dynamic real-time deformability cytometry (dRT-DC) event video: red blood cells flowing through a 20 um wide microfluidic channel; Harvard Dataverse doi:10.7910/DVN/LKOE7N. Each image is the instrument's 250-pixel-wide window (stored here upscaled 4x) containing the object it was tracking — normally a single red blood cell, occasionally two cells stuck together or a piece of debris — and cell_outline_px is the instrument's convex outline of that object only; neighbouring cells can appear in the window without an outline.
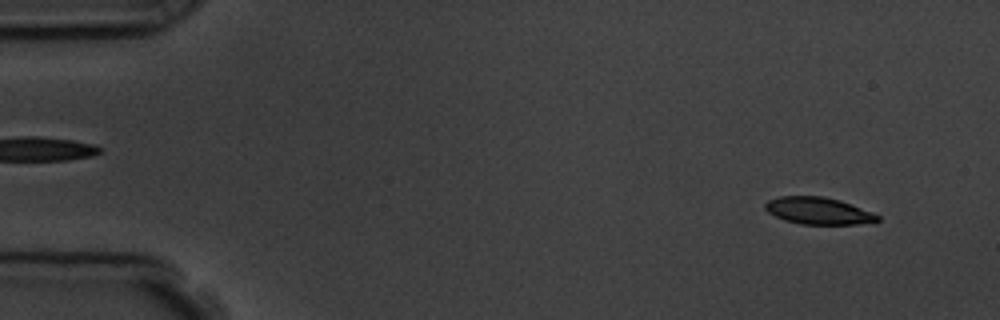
{"species": "common noctule bat (a hibernating species)", "species_latin": "Nyctalus noctula", "temperature_condition": "room temperature", "stored_images_in_passage": 4, "segment_of_instrument_passage": [1, 2], "camera_frame_rate_fps": 3000, "um_per_image_px": 0.085, "animal": {"sex": "male", "body_mass_g": 19.5, "forearm_length_mm": 54.6}, "frame": {"image": 1, "passage_image": 1, "time_ms": 0.0, "image_size_px": [1000, 320], "cell_outline_px": [[880, 220], [856, 224], [800, 224], [784, 220], [768, 212], [764, 208], [764, 204], [768, 200], [780, 196], [824, 196], [840, 200], [872, 212], [880, 216]], "centroid_in_image_um": [69.53, 17.91], "position_along_channel_um": 15.5, "area_um2": 17.63}}